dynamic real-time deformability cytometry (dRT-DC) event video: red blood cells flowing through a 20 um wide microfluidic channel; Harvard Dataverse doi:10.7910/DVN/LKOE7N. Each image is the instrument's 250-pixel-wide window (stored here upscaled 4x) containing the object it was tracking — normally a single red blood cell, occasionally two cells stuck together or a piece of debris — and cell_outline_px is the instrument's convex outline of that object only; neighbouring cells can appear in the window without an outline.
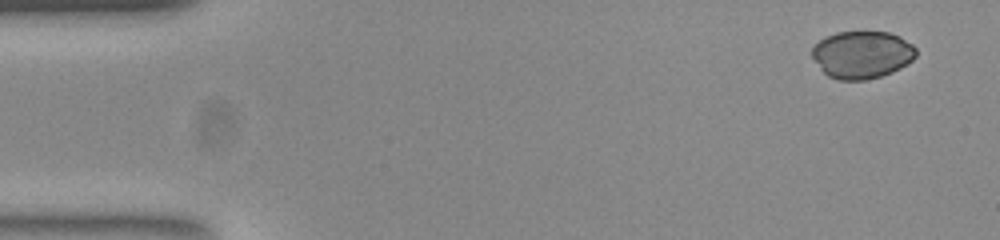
{"species": "common noctule bat (a hibernating species)", "species_latin": "Nyctalus noctula", "temperature_condition": "room temperature", "stored_images_in_passage": 51, "camera_frame_rate_fps": 3000, "um_per_image_px": 0.085, "animal": {"sex": "female", "body_mass_g": 23.0, "forearm_length_mm": 53.4}, "frame": {"image": 1, "passage_image": 1, "time_ms": 0.0, "image_size_px": [1000, 240], "cell_outline_px": [[916, 56], [912, 60], [900, 68], [892, 72], [880, 76], [864, 80], [836, 80], [828, 76], [820, 68], [812, 56], [812, 48], [820, 40], [836, 32], [888, 32], [900, 36], [912, 44], [916, 48]], "centroid_in_image_um": [73.28, 4.65], "position_along_channel_um": 11.7, "area_um2": 28.67}}
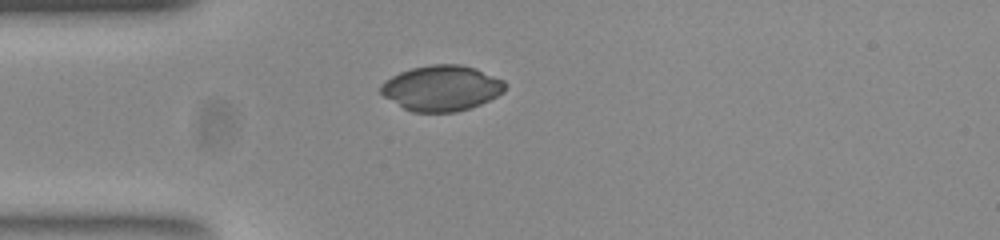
{"frame": {"image": 2, "passage_image": 12, "time_ms": 3.667, "image_size_px": [1000, 240], "cell_outline_px": [[508, 84], [504, 92], [480, 104], [456, 112], [412, 112], [404, 108], [384, 96], [380, 92], [380, 84], [384, 80], [400, 72], [412, 68], [432, 64], [460, 64], [476, 68], [504, 80]], "centroid_in_image_um": [37.55, 7.48], "position_along_channel_um": 47.5, "area_um2": 33.0}}
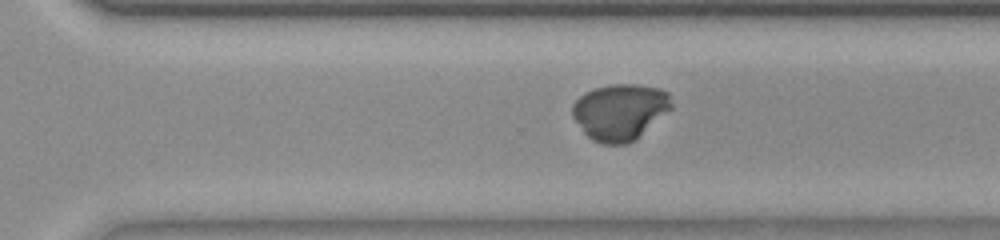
{"frame": {"image": 3, "passage_image": 34, "time_ms": 11.0, "image_size_px": [1000, 240], "cell_outline_px": [[672, 108], [628, 144], [600, 144], [592, 140], [584, 132], [572, 116], [572, 104], [584, 92], [596, 88], [612, 84], [636, 84], [660, 88], [668, 92], [672, 104]], "centroid_in_image_um": [52.68, 9.49], "position_along_channel_um": 317.9, "area_um2": 32.25}}